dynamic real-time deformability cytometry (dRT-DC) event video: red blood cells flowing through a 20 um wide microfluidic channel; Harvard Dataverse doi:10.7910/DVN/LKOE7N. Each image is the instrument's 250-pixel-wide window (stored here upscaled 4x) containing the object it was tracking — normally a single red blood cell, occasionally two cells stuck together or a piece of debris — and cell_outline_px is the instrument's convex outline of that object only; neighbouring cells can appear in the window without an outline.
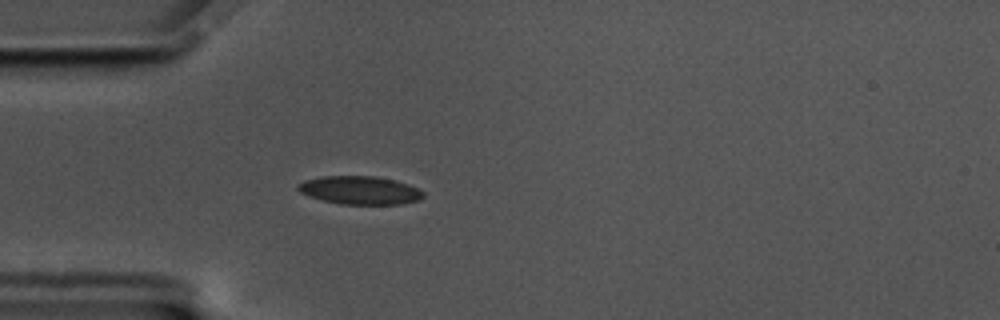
{"species": "common noctule bat (a hibernating species)", "species_latin": "Nyctalus noctula", "temperature_condition": "cold", "stored_images_in_passage": 42, "camera_frame_rate_fps": 3000, "um_per_image_px": 0.085, "animal": {"sex": "male", "body_mass_g": 17.5, "forearm_length_mm": 52.3}, "frame": {"image": 1, "passage_image": 1, "time_ms": 0.0, "image_size_px": [1000, 320], "cell_outline_px": [[424, 196], [420, 200], [400, 204], [340, 204], [324, 200], [300, 192], [296, 188], [296, 184], [304, 180], [320, 176], [376, 176], [396, 180], [408, 184], [424, 192]], "centroid_in_image_um": [30.59, 16.16], "position_along_channel_um": 54.4, "area_um2": 20.63}}
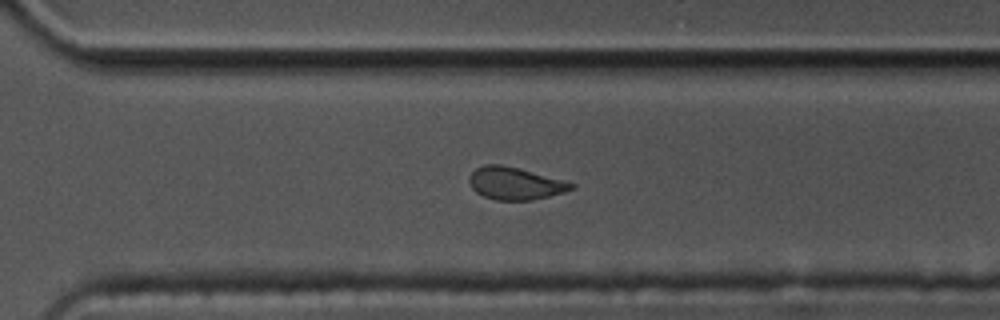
{"frame": {"image": 2, "passage_image": 25, "time_ms": 8.0, "image_size_px": [1000, 320], "cell_outline_px": [[576, 184], [572, 188], [564, 192], [532, 200], [496, 200], [484, 196], [476, 192], [472, 188], [468, 180], [468, 176], [476, 168], [484, 164], [500, 164], [516, 168]], "centroid_in_image_um": [43.71, 15.59], "position_along_channel_um": 326.9, "area_um2": 18.9}}
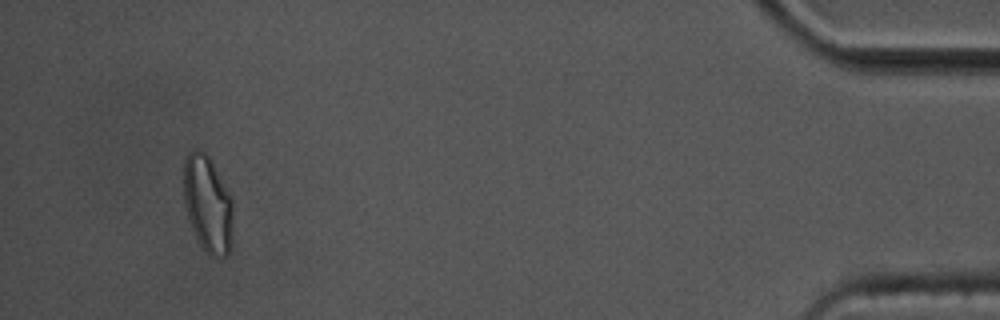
{"frame": {"image": 3, "passage_image": 39, "time_ms": 12.667, "image_size_px": [1000, 320], "cell_outline_px": [[232, 244], [228, 256], [212, 256], [200, 244], [192, 228], [184, 204], [184, 160], [188, 152], [192, 148], [196, 148], [204, 152], [212, 160], [232, 200]], "centroid_in_image_um": [17.66, 17.32], "position_along_channel_um": 417.5, "area_um2": 27.8}, "authors_computed_cell_mechanics": {"area_um2": 20.3456, "velocity_mm_per_s": 3.4887, "shape_relaxation_time_tau1_ms": null, "shape_relaxation_time_tau2_ms": 1.9535, "deformation_change_tau1": null, "deformation_change_tau2": 0.0808}}